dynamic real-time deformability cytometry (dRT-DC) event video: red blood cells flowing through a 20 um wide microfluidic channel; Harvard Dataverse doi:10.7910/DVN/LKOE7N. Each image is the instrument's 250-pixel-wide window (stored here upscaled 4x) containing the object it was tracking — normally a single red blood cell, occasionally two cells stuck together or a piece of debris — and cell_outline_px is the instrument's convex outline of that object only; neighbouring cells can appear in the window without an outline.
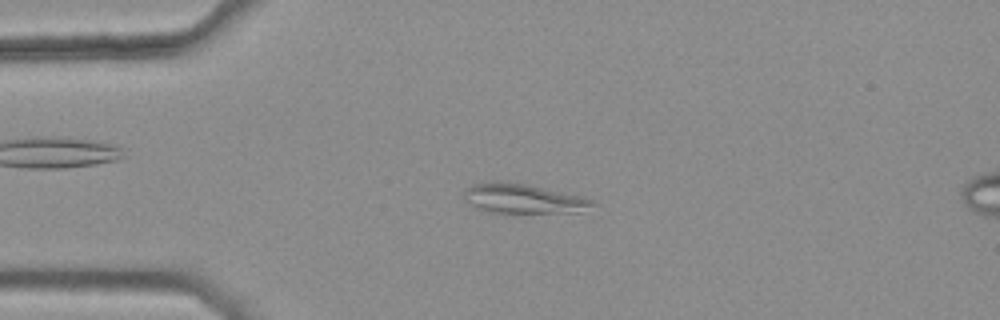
{"species": "common noctule bat (a hibernating species)", "species_latin": "Nyctalus noctula", "temperature_condition": "warm", "stored_images_in_passage": 40, "camera_frame_rate_fps": 3000, "um_per_image_px": 0.085, "animal": {"sex": "female", "body_mass_g": 25.1}, "frame": {"image": 1, "passage_image": 10, "time_ms": 3.0, "image_size_px": [1000, 320], "cell_outline_px": [[596, 204], [580, 212], [504, 216], [488, 212], [468, 204], [460, 196], [464, 188], [472, 184], [488, 180], [500, 180], [524, 184], [584, 196], [592, 200]], "centroid_in_image_um": [44.37, 16.93], "position_along_channel_um": 40.6, "area_um2": 23.76}}
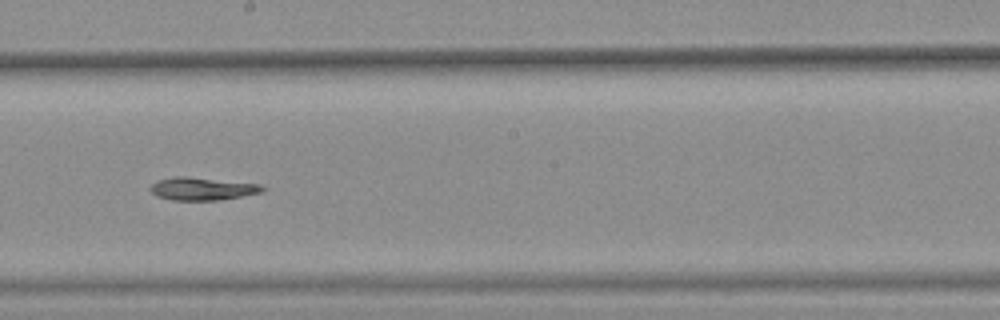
{"frame": {"image": 2, "passage_image": 27, "time_ms": 8.667, "image_size_px": [1000, 320], "cell_outline_px": [[268, 188], [264, 192], [220, 200], [172, 200], [156, 196], [148, 188], [156, 180], [176, 176], [184, 176], [260, 184]], "centroid_in_image_um": [17.2, 16.04], "position_along_channel_um": 231.0, "area_um2": 15.03}}
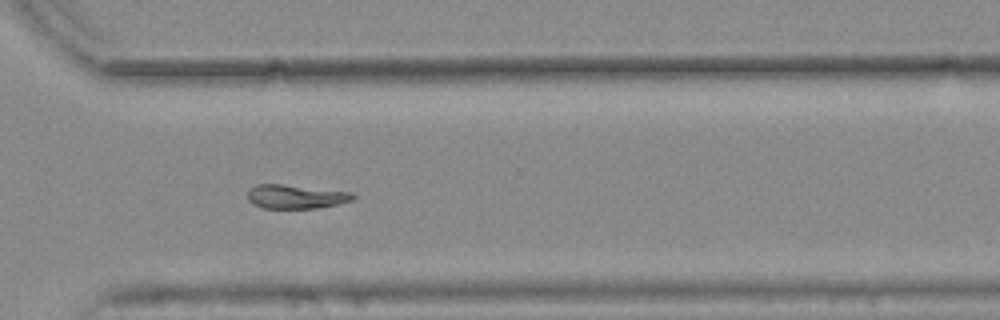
{"frame": {"image": 3, "passage_image": 36, "time_ms": 11.667, "image_size_px": [1000, 320], "cell_outline_px": [[356, 196], [352, 200], [336, 204], [316, 208], [264, 208], [252, 204], [248, 200], [248, 188], [256, 184], [280, 184], [352, 192]], "centroid_in_image_um": [25.1, 16.71], "position_along_channel_um": 345.5, "area_um2": 14.62}}